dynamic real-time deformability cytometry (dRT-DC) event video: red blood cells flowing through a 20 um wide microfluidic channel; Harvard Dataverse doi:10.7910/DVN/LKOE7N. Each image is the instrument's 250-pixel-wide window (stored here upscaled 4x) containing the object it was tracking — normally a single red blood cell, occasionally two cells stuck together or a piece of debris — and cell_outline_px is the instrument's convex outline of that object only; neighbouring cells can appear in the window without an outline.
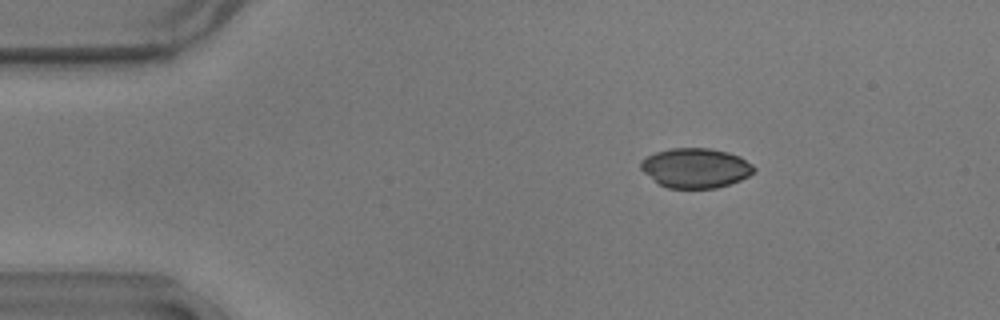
{"species": "common noctule bat (a hibernating species)", "species_latin": "Nyctalus noctula", "temperature_condition": "warm", "stored_images_in_passage": 56, "camera_frame_rate_fps": 3000, "um_per_image_px": 0.085, "animal": {"sex": "male", "body_mass_g": 17.9}, "frame": {"image": 1, "passage_image": 9, "time_ms": 2.667, "image_size_px": [1000, 320], "cell_outline_px": [[756, 168], [748, 176], [740, 180], [716, 188], [668, 188], [660, 184], [644, 172], [640, 168], [640, 160], [656, 152], [672, 148], [708, 148], [728, 152], [740, 156], [752, 164]], "centroid_in_image_um": [59.13, 14.27], "position_along_channel_um": 25.9, "area_um2": 26.01}}
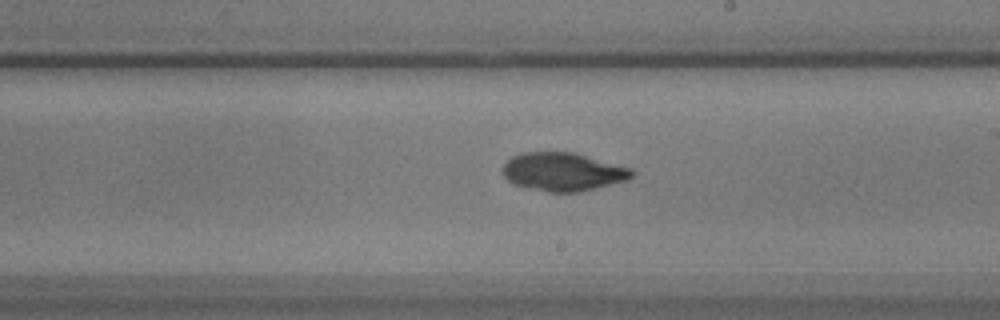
{"frame": {"image": 2, "passage_image": 32, "time_ms": 10.333, "image_size_px": [1000, 320], "cell_outline_px": [[636, 172], [628, 180], [580, 192], [548, 192], [512, 184], [504, 176], [500, 168], [512, 156], [520, 152], [576, 152], [632, 168]], "centroid_in_image_um": [47.86, 14.59], "position_along_channel_um": 241.1, "area_um2": 29.25}}
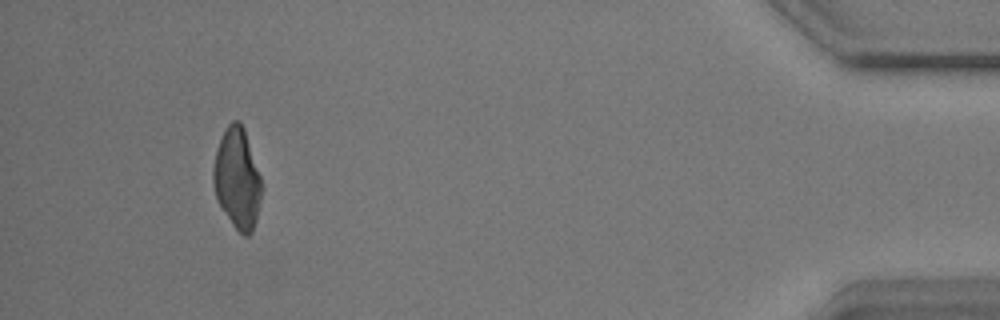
{"frame": {"image": 3, "passage_image": 52, "time_ms": 17.0, "image_size_px": [1000, 320], "cell_outline_px": [[264, 188], [256, 220], [252, 232], [248, 236], [244, 236], [232, 224], [220, 204], [216, 196], [212, 184], [212, 168], [216, 152], [224, 128], [232, 120], [240, 120], [244, 128]], "centroid_in_image_um": [20.17, 15.16], "position_along_channel_um": 415.0, "area_um2": 28.44}, "authors_computed_cell_mechanics": {"area_um2": 28.611, "velocity_mm_per_s": 3.6151, "shape_relaxation_time_tau1_ms": 9.3255, "shape_relaxation_time_tau2_ms": 3.2799, "deformation_change_tau1": 0.19, "deformation_change_tau2": 0.0578}}